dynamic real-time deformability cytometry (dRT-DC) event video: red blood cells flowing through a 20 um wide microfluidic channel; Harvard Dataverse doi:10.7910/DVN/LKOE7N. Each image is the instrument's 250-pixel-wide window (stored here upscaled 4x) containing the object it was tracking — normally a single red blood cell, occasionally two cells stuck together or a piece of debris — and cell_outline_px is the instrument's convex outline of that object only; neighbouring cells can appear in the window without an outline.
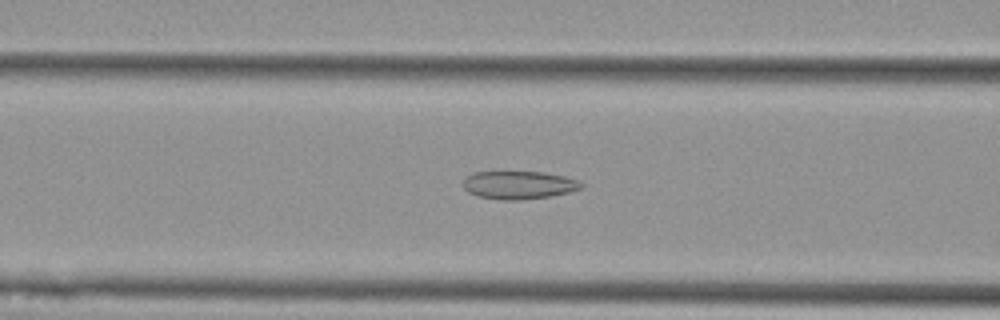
{"species": "Egyptian fruit bat (a non-hibernating species)", "species_latin": "Rousettus aegyptiacus", "temperature_condition": "cold", "stored_images_in_passage": 57, "camera_frame_rate_fps": 3000, "um_per_image_px": 0.085, "animal": {"sex": "female"}, "frame": {"image": 1, "passage_image": 23, "time_ms": 7.333, "image_size_px": [1000, 320], "cell_outline_px": [[584, 188], [552, 196], [520, 200], [500, 200], [480, 196], [468, 192], [464, 188], [464, 180], [468, 176], [476, 172], [544, 172], [564, 176], [576, 180], [584, 184]], "centroid_in_image_um": [44.14, 15.73], "position_along_channel_um": 122.5, "area_um2": 19.19}}
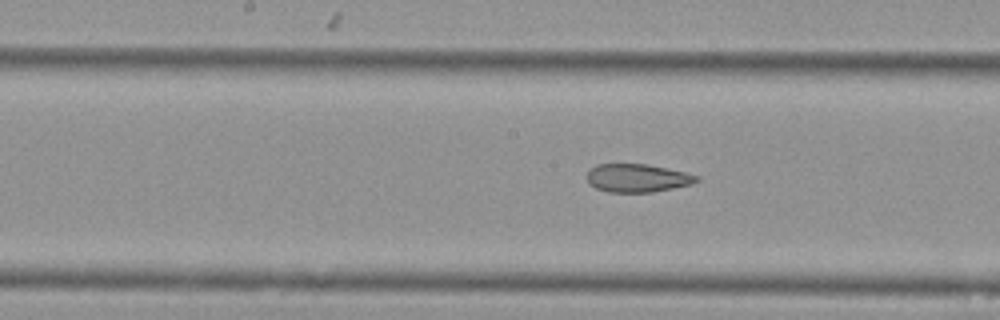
{"frame": {"image": 2, "passage_image": 29, "time_ms": 9.333, "image_size_px": [1000, 320], "cell_outline_px": [[700, 180], [692, 184], [652, 192], [608, 192], [596, 188], [588, 184], [588, 172], [596, 164], [648, 164], [684, 172], [700, 176]], "centroid_in_image_um": [54.18, 15.13], "position_along_channel_um": 194.0, "area_um2": 17.98}}
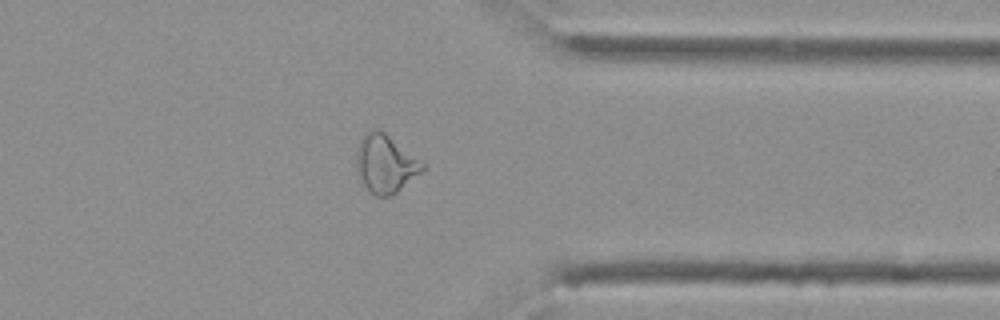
{"frame": {"image": 3, "passage_image": 45, "time_ms": 14.667, "image_size_px": [1000, 320], "cell_outline_px": [[424, 168], [420, 172], [392, 196], [376, 196], [364, 184], [356, 168], [356, 152], [360, 140], [364, 132], [376, 128], [384, 132], [424, 164]], "centroid_in_image_um": [32.72, 13.9], "position_along_channel_um": 378.7, "area_um2": 21.73}, "authors_computed_cell_mechanics": {"area_um2": 23.409, "velocity_mm_per_s": 3.5822, "shape_relaxation_time_tau1_ms": null, "shape_relaxation_time_tau2_ms": 3.0142, "deformation_change_tau1": null, "deformation_change_tau2": 0.1077}}